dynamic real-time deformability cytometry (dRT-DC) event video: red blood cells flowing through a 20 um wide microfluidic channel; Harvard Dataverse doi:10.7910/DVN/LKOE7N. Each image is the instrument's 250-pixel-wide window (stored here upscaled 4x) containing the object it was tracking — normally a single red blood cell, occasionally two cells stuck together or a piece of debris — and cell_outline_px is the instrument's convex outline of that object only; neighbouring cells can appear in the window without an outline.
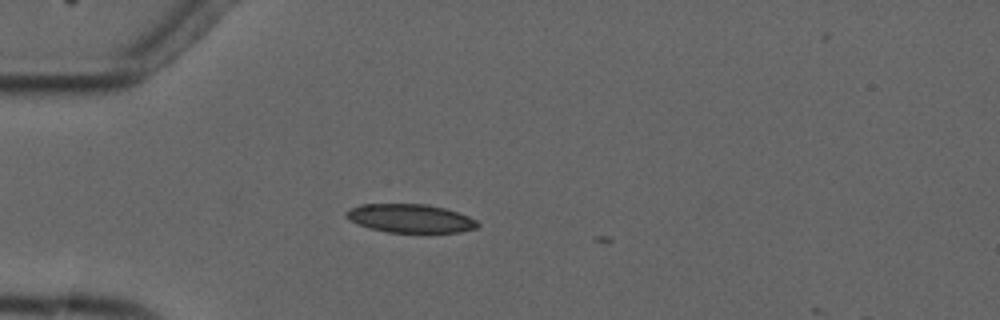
{"species": "common noctule bat (a hibernating species)", "species_latin": "Nyctalus noctula", "temperature_condition": "cold", "stored_images_in_passage": 5, "camera_frame_rate_fps": 3000, "um_per_image_px": 0.085, "animal": {"sex": "male", "forearm_length_mm": 52.5}, "frame": {"image": 1, "passage_image": 4, "time_ms": 4.333, "image_size_px": [1000, 320], "cell_outline_px": [[480, 224], [476, 228], [460, 232], [388, 232], [372, 228], [360, 224], [344, 216], [344, 212], [360, 204], [428, 204], [444, 208], [468, 216], [476, 220]], "centroid_in_image_um": [34.89, 18.55], "position_along_channel_um": 50.1, "area_um2": 21.56}}